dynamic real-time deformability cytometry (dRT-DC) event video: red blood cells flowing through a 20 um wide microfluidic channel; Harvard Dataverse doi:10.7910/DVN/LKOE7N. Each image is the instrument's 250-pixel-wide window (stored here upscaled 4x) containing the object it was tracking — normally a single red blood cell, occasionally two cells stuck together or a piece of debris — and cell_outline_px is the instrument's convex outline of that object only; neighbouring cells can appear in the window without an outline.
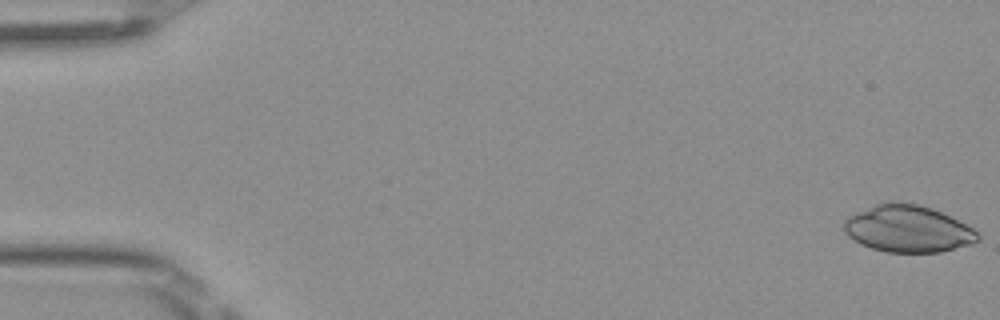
{"species": "Egyptian fruit bat (a non-hibernating species)", "species_latin": "Rousettus aegyptiacus", "temperature_condition": "room temperature", "stored_images_in_passage": 50, "camera_frame_rate_fps": 3000, "um_per_image_px": 0.085, "frame": {"image": 1, "passage_image": 1, "time_ms": 0.0, "image_size_px": [1000, 320], "cell_outline_px": [[980, 240], [972, 244], [940, 252], [888, 252], [872, 248], [860, 244], [848, 236], [844, 232], [844, 220], [848, 216], [856, 212], [884, 200], [900, 200], [932, 208], [972, 228], [980, 236]], "centroid_in_image_um": [77.13, 19.43], "position_along_channel_um": 7.9, "area_um2": 36.76}}